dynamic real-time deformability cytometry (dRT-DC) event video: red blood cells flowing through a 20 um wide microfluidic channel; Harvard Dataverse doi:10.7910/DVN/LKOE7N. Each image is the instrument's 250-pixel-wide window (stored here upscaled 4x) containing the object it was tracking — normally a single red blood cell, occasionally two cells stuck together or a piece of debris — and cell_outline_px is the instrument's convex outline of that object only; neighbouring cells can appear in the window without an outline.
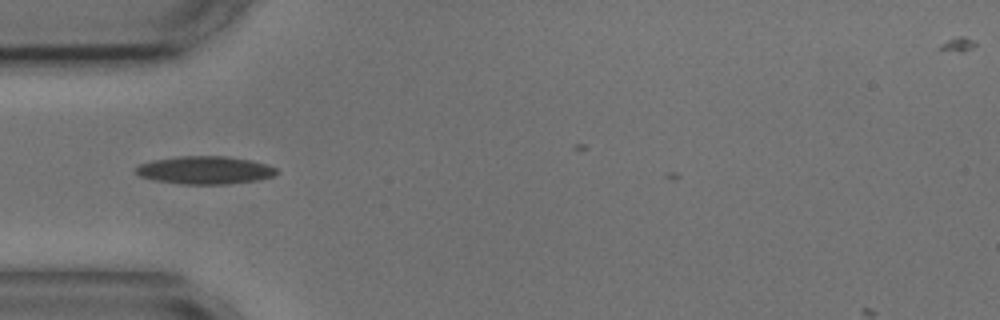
{"species": "common noctule bat (a hibernating species)", "species_latin": "Nyctalus noctula", "temperature_condition": "cold", "stored_images_in_passage": 8, "camera_frame_rate_fps": 3000, "um_per_image_px": 0.085, "animal": {"sex": "male", "body_mass_g": 17.9, "forearm_length_mm": 54.2}, "frame": {"image": 1, "passage_image": 1, "time_ms": 0.0, "image_size_px": [1000, 320], "cell_outline_px": [[280, 172], [272, 176], [256, 180], [224, 184], [180, 184], [156, 180], [140, 176], [136, 172], [136, 168], [140, 164], [156, 160], [180, 156], [224, 156], [252, 160], [268, 164], [276, 168]], "centroid_in_image_um": [17.47, 14.46], "position_along_channel_um": 67.5, "area_um2": 22.66}}